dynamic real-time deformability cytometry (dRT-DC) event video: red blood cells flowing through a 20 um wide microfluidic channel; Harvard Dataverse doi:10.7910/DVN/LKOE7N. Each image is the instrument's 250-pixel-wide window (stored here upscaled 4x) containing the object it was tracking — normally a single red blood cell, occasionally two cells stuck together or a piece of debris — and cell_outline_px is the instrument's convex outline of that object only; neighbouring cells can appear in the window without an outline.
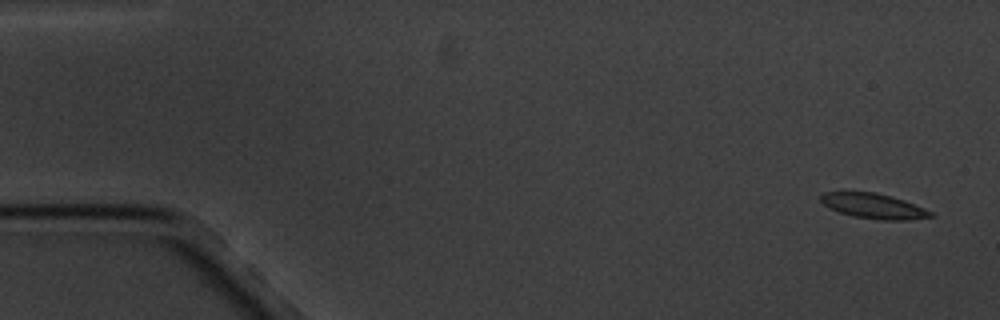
{"species": "common noctule bat (a hibernating species)", "species_latin": "Nyctalus noctula", "temperature_condition": "cold", "stored_images_in_passage": 5, "camera_frame_rate_fps": 3000, "um_per_image_px": 0.085, "animal": {"sex": "male", "body_mass_g": 20.1, "forearm_length_mm": 53.5}, "frame": {"image": 1, "passage_image": 1, "time_ms": 0.0, "image_size_px": [1000, 320], "cell_outline_px": [[936, 216], [908, 220], [880, 220], [852, 216], [828, 208], [820, 200], [820, 196], [824, 192], [876, 192], [904, 200], [924, 208], [932, 212]], "centroid_in_image_um": [74.26, 17.52], "position_along_channel_um": 10.7, "area_um2": 16.07}}
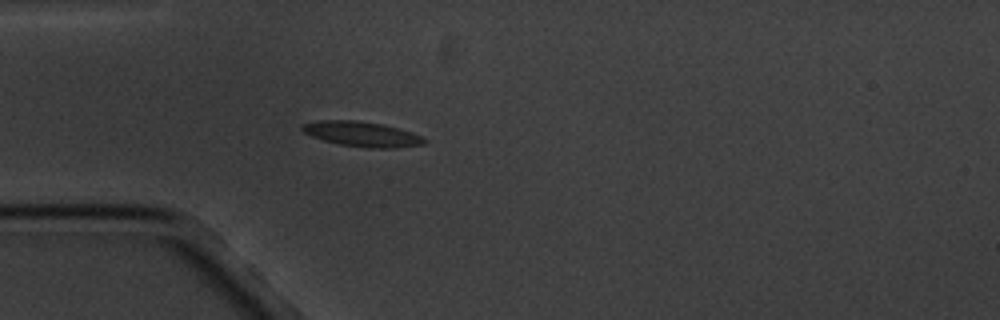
{"frame": {"image": 2, "passage_image": 5, "time_ms": 4.667, "image_size_px": [1000, 320], "cell_outline_px": [[428, 140], [424, 144], [396, 148], [364, 148], [340, 144], [324, 140], [312, 136], [304, 132], [300, 128], [300, 124], [316, 120], [356, 120], [380, 124], [396, 128], [420, 136]], "centroid_in_image_um": [30.71, 11.4], "position_along_channel_um": 54.3, "area_um2": 17.69}}